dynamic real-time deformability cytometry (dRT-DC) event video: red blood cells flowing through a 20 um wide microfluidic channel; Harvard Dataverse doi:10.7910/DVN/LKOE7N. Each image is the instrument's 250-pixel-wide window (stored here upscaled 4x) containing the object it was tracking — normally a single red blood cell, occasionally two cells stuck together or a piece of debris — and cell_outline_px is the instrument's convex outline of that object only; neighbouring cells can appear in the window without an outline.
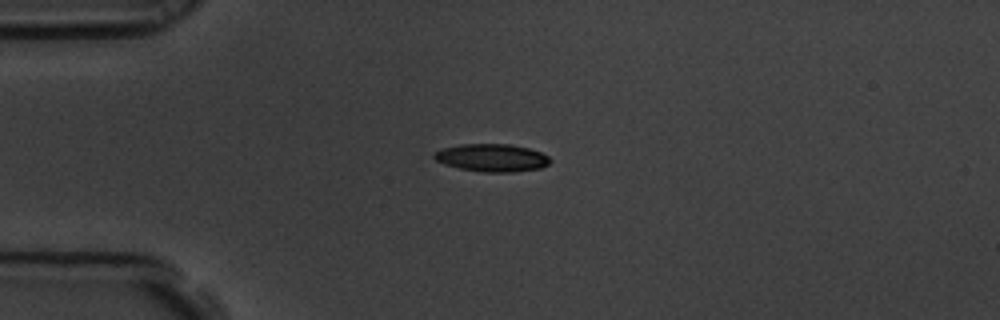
{"species": "common noctule bat (a hibernating species)", "species_latin": "Nyctalus noctula", "temperature_condition": "room temperature", "stored_images_in_passage": 14, "camera_frame_rate_fps": 3000, "um_per_image_px": 0.085, "animal": {"sex": "male", "body_mass_g": 19.5, "forearm_length_mm": 54.6}, "frame": {"image": 1, "passage_image": 3, "time_ms": 0.667, "image_size_px": [1000, 320], "cell_outline_px": [[552, 160], [548, 164], [540, 168], [512, 172], [484, 172], [460, 168], [444, 164], [436, 160], [432, 156], [436, 152], [444, 148], [460, 144], [508, 144], [528, 148], [540, 152], [548, 156]], "centroid_in_image_um": [41.82, 13.41], "position_along_channel_um": 43.2, "area_um2": 18.55}}
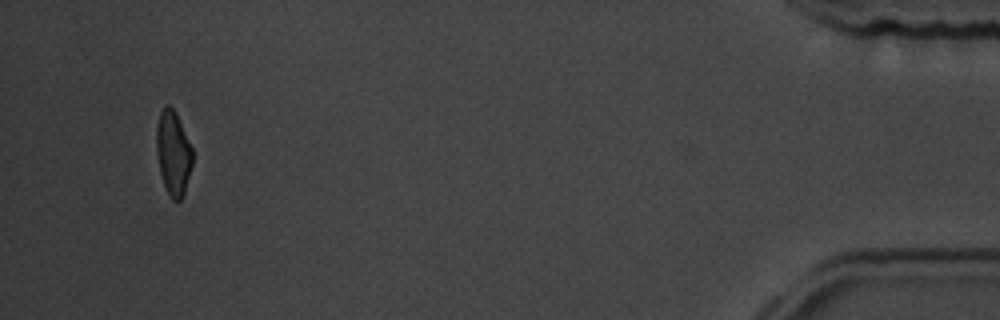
{"frame": {"image": 2, "passage_image": 14, "time_ms": 4.333, "image_size_px": [1000, 320], "cell_outline_px": [[192, 164], [184, 192], [180, 200], [172, 200], [164, 184], [160, 172], [156, 148], [156, 128], [160, 112], [164, 104], [168, 104], [176, 112], [192, 148]], "centroid_in_image_um": [14.71, 12.96], "position_along_channel_um": 420.5, "area_um2": 17.51}}